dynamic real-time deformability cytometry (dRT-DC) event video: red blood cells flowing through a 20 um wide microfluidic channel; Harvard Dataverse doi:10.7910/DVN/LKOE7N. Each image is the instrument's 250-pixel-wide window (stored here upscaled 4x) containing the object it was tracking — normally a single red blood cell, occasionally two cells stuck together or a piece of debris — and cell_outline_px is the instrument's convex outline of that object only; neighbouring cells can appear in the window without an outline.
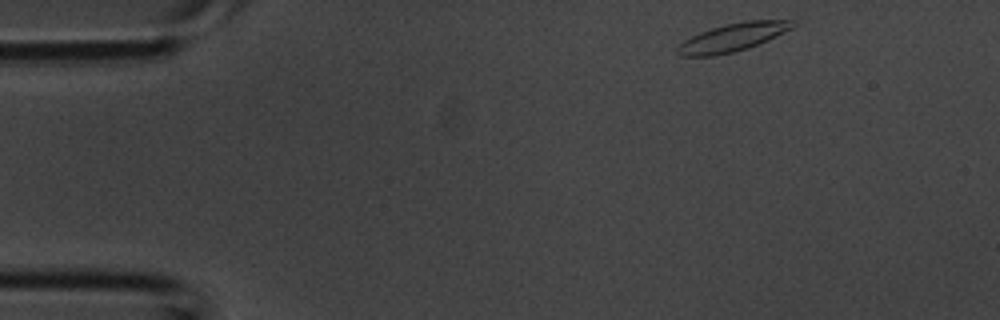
{"species": "common noctule bat (a hibernating species)", "species_latin": "Nyctalus noctula", "temperature_condition": "room temperature", "stored_images_in_passage": 3, "camera_frame_rate_fps": 3000, "um_per_image_px": 0.085, "animal": {"sex": "male", "body_mass_g": 20.1, "forearm_length_mm": 53.5}, "frame": {"image": 1, "passage_image": 1, "time_ms": 0.0, "image_size_px": [1000, 320], "cell_outline_px": [[796, 24], [792, 28], [768, 40], [748, 48], [732, 52], [712, 56], [680, 56], [676, 52], [676, 48], [684, 40], [700, 32], [712, 28], [728, 24], [748, 20], [796, 20]], "centroid_in_image_um": [62.29, 3.18], "position_along_channel_um": 22.7, "area_um2": 18.67}}